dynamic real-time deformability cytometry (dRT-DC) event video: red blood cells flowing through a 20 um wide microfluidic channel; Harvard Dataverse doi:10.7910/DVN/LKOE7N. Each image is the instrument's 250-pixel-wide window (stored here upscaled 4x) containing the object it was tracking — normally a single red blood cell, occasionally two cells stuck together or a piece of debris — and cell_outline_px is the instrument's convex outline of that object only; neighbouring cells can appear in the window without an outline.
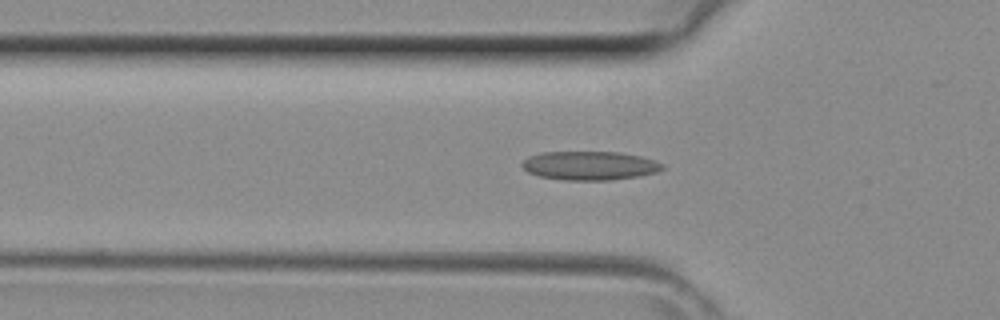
{"species": "common noctule bat (a hibernating species)", "species_latin": "Nyctalus noctula", "temperature_condition": "room temperature", "stored_images_in_passage": 41, "camera_frame_rate_fps": 3000, "um_per_image_px": 0.085, "animal": {"sex": "female", "body_mass_g": 29.2, "forearm_length_mm": 56.3}, "frame": {"image": 1, "passage_image": 13, "time_ms": 4.0, "image_size_px": [1000, 320], "cell_outline_px": [[664, 168], [656, 172], [640, 176], [608, 180], [564, 180], [540, 176], [528, 172], [520, 164], [528, 156], [540, 152], [620, 152], [640, 156], [664, 164]], "centroid_in_image_um": [50.11, 14.07], "position_along_channel_um": 75.7, "area_um2": 23.52}}
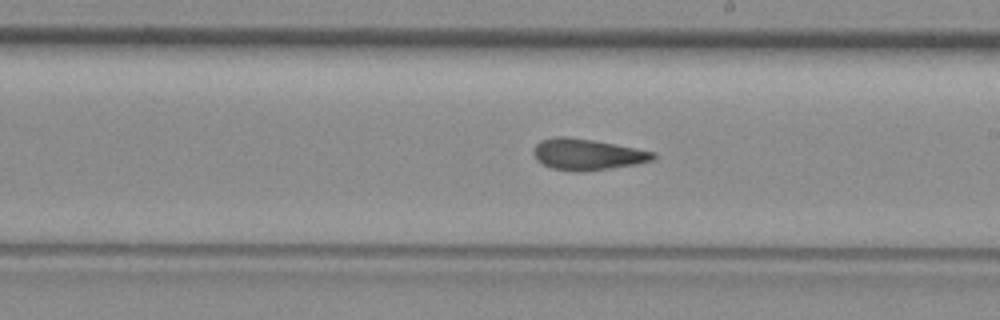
{"frame": {"image": 2, "passage_image": 23, "time_ms": 7.333, "image_size_px": [1000, 320], "cell_outline_px": [[656, 156], [652, 160], [636, 164], [608, 168], [576, 172], [552, 168], [536, 160], [532, 152], [536, 144], [540, 140], [556, 136], [564, 136], [592, 140], [656, 152]], "centroid_in_image_um": [49.88, 13.12], "position_along_channel_um": 239.1, "area_um2": 21.5}}
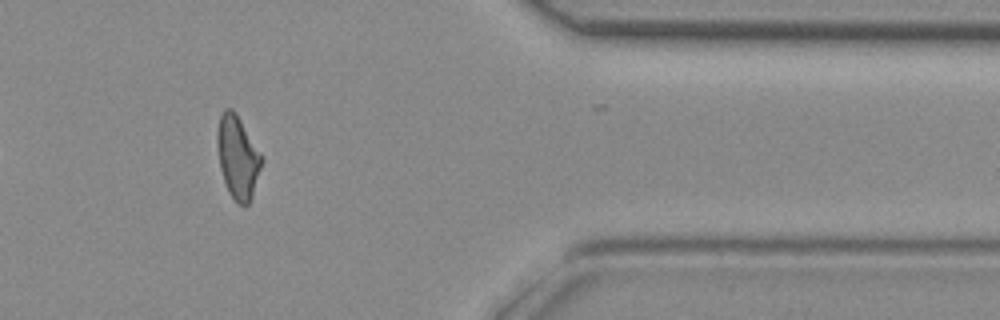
{"frame": {"image": 3, "passage_image": 34, "time_ms": 11.0, "image_size_px": [1000, 320], "cell_outline_px": [[264, 160], [252, 196], [248, 204], [240, 204], [228, 192], [220, 168], [216, 144], [216, 132], [220, 116], [224, 108], [232, 108], [236, 112], [264, 156]], "centroid_in_image_um": [20.21, 13.3], "position_along_channel_um": 391.2, "area_um2": 21.73}}